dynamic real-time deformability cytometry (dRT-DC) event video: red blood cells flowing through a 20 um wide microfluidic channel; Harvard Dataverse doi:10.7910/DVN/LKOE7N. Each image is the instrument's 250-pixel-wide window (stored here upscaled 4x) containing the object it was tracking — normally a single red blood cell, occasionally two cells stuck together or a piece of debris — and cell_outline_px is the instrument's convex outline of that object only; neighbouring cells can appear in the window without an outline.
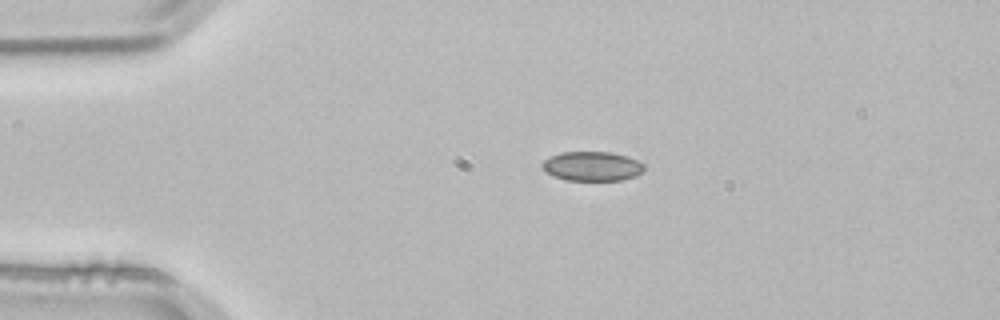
{"species": "common noctule bat (a hibernating species)", "species_latin": "Nyctalus noctula", "temperature_condition": "room temperature", "stored_images_in_passage": 3, "camera_frame_rate_fps": 3000, "um_per_image_px": 0.085, "animal": {"sex": "male", "body_mass_g": 21.5, "forearm_length_mm": 52.0}, "frame": {"image": 1, "passage_image": 3, "time_ms": 0.667, "image_size_px": [1000, 320], "cell_outline_px": [[644, 172], [636, 176], [624, 180], [564, 180], [552, 176], [544, 172], [540, 164], [544, 160], [560, 152], [612, 152], [628, 156], [644, 164]], "centroid_in_image_um": [50.32, 14.13], "position_along_channel_um": 34.7, "area_um2": 17.74}}